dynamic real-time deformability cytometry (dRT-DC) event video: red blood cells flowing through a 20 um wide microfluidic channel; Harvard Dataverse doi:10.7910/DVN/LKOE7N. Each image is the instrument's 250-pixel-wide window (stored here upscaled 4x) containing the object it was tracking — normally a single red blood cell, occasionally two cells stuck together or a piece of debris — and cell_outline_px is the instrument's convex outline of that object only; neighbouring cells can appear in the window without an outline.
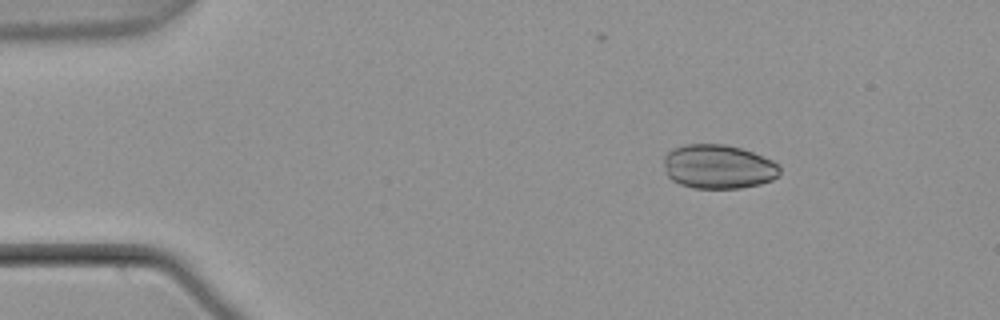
{"species": "common noctule bat (a hibernating species)", "species_latin": "Nyctalus noctula", "temperature_condition": "warm", "stored_images_in_passage": 5, "camera_frame_rate_fps": 3000, "um_per_image_px": 0.085, "animal": {"sex": "male", "body_mass_g": 21.5, "forearm_length_mm": 52.0}, "frame": {"image": 1, "passage_image": 3, "time_ms": 0.667, "image_size_px": [1000, 320], "cell_outline_px": [[780, 172], [772, 180], [760, 184], [740, 188], [692, 188], [680, 184], [672, 180], [668, 176], [664, 164], [664, 156], [668, 152], [684, 144], [724, 144], [740, 148], [752, 152], [772, 160], [780, 164]], "centroid_in_image_um": [61.06, 14.17], "position_along_channel_um": 23.9, "area_um2": 29.77}}
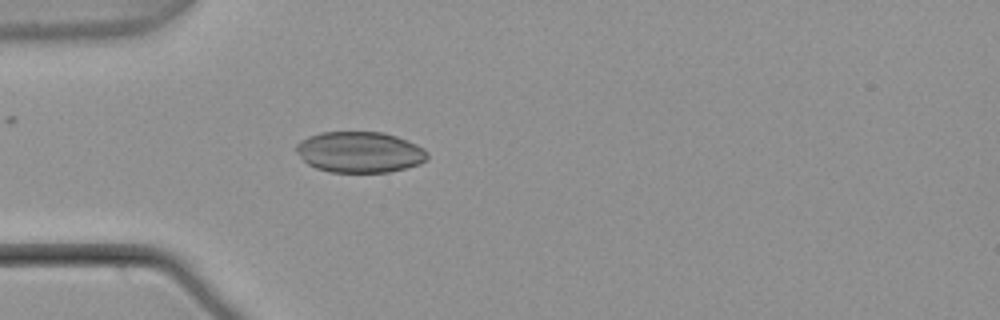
{"frame": {"image": 2, "passage_image": 5, "time_ms": 1.333, "image_size_px": [1000, 320], "cell_outline_px": [[428, 160], [420, 164], [388, 172], [328, 172], [316, 168], [308, 164], [296, 152], [296, 144], [300, 140], [308, 136], [320, 132], [384, 132], [396, 136], [416, 144], [424, 148], [428, 152]], "centroid_in_image_um": [30.58, 12.93], "position_along_channel_um": 54.4, "area_um2": 31.44}}